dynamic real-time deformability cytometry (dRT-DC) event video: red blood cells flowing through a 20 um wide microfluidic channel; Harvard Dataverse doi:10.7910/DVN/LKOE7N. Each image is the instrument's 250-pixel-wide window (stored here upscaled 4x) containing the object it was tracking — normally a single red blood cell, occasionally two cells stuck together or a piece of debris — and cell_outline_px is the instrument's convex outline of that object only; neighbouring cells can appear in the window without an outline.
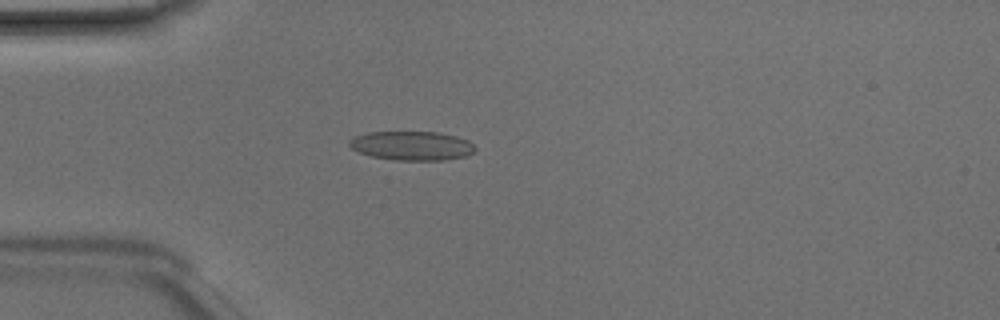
{"species": "Egyptian fruit bat (a non-hibernating species)", "species_latin": "Rousettus aegyptiacus", "temperature_condition": "room temperature", "stored_images_in_passage": 47, "camera_frame_rate_fps": 3000, "um_per_image_px": 0.085, "animal": {"sex": "male"}, "frame": {"image": 1, "passage_image": 12, "time_ms": 3.667, "image_size_px": [1000, 320], "cell_outline_px": [[476, 152], [468, 156], [444, 160], [392, 160], [372, 156], [360, 152], [352, 148], [348, 144], [348, 140], [356, 136], [368, 132], [436, 132], [456, 136], [468, 140], [476, 148]], "centroid_in_image_um": [35.04, 12.39], "position_along_channel_um": 50.0, "area_um2": 21.39}}
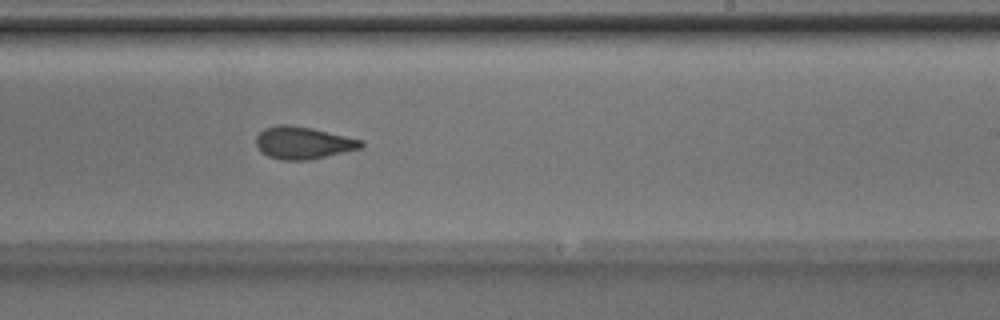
{"frame": {"image": 2, "passage_image": 28, "time_ms": 9.0, "image_size_px": [1000, 320], "cell_outline_px": [[364, 144], [360, 148], [344, 152], [308, 160], [280, 160], [268, 156], [260, 152], [256, 144], [256, 136], [264, 128], [276, 124], [288, 124], [312, 128], [364, 140]], "centroid_in_image_um": [25.73, 12.13], "position_along_channel_um": 263.3, "area_um2": 19.88}}
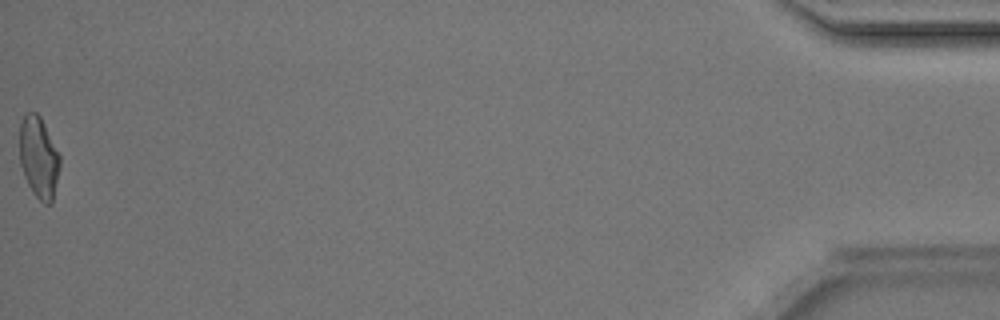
{"frame": {"image": 3, "passage_image": 47, "time_ms": 15.333, "image_size_px": [1000, 320], "cell_outline_px": [[60, 164], [52, 204], [44, 204], [32, 192], [24, 176], [20, 164], [20, 124], [24, 116], [28, 112], [36, 112], [40, 116], [60, 156]], "centroid_in_image_um": [3.29, 13.4], "position_along_channel_um": 431.9, "area_um2": 18.96}, "authors_computed_cell_mechanics": {"area_um2": 20.1722, "velocity_mm_per_s": 4.2318, "shape_relaxation_time_tau1_ms": 3.7215, "shape_relaxation_time_tau2_ms": 1.463, "deformation_change_tau1": 0.1284, "deformation_change_tau2": 0.0775}}